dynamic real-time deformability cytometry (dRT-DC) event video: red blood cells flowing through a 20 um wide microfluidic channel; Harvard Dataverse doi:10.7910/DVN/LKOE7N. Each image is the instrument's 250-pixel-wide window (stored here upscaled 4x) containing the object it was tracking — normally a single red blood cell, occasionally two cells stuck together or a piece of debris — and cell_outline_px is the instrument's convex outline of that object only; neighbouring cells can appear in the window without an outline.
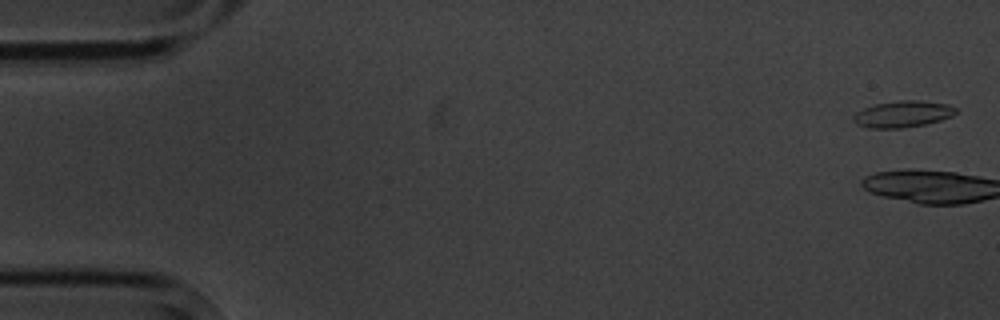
{"species": "common noctule bat (a hibernating species)", "species_latin": "Nyctalus noctula", "temperature_condition": "cold", "stored_images_in_passage": 5, "camera_frame_rate_fps": 3000, "um_per_image_px": 0.085, "animal": {"sex": "male", "body_mass_g": 20.1, "forearm_length_mm": 53.5}, "frame": {"image": 1, "passage_image": 1, "time_ms": 0.0, "image_size_px": [1000, 320], "cell_outline_px": [[956, 112], [952, 116], [940, 120], [924, 124], [904, 128], [868, 128], [856, 124], [852, 120], [852, 116], [856, 112], [864, 108], [876, 104], [900, 100], [916, 100], [948, 104], [956, 108]], "centroid_in_image_um": [76.7, 9.7], "position_along_channel_um": 8.3, "area_um2": 15.78}}